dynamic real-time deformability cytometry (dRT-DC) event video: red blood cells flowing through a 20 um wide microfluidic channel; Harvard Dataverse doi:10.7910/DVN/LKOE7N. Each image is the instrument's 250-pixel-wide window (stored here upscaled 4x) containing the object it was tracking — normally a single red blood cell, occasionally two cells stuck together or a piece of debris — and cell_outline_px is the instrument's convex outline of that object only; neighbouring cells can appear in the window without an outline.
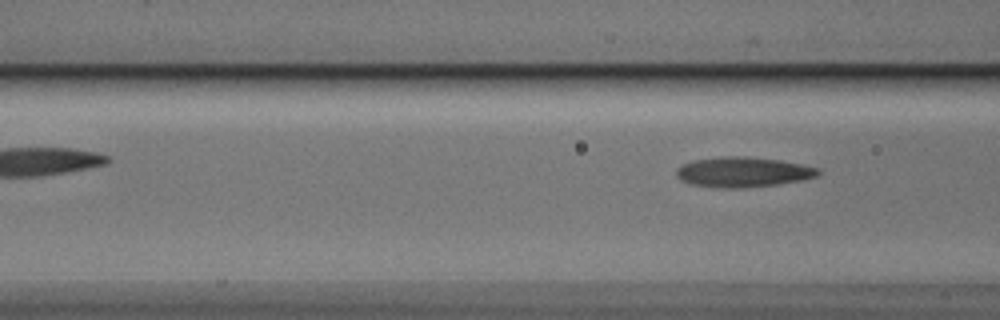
{"species": "Egyptian fruit bat (a non-hibernating species)", "species_latin": "Rousettus aegyptiacus", "temperature_condition": "cold", "stored_images_in_passage": 4, "camera_frame_rate_fps": 3000, "um_per_image_px": 0.085, "animal": {"sex": "male"}, "frame": {"image": 1, "passage_image": 4, "time_ms": 4.0, "image_size_px": [1000, 320], "cell_outline_px": [[820, 172], [816, 176], [800, 180], [776, 184], [744, 188], [716, 188], [688, 184], [680, 180], [676, 176], [676, 168], [692, 160], [724, 156], [744, 156], [780, 160], [800, 164], [816, 168]], "centroid_in_image_um": [63.06, 14.63], "position_along_channel_um": 103.5, "area_um2": 24.85}}